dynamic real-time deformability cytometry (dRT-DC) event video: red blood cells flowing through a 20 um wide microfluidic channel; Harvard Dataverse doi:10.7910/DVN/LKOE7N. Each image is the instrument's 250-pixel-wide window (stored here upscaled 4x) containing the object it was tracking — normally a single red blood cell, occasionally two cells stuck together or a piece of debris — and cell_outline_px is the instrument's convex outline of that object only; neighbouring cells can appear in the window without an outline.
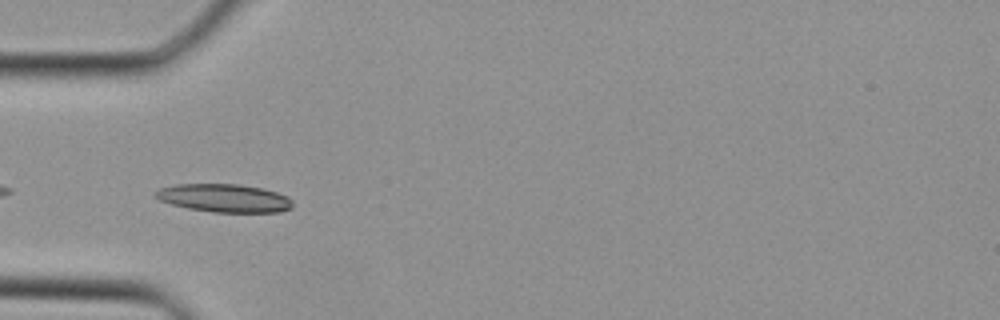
{"species": "Egyptian fruit bat (a non-hibernating species)", "species_latin": "Rousettus aegyptiacus", "temperature_condition": "cold", "stored_images_in_passage": 34, "camera_frame_rate_fps": 3000, "um_per_image_px": 0.085, "animal": {"sex": "female"}, "frame": {"image": 1, "passage_image": 9, "time_ms": 2.667, "image_size_px": [1000, 320], "cell_outline_px": [[292, 208], [280, 212], [212, 212], [188, 208], [172, 204], [160, 200], [156, 196], [156, 192], [160, 188], [176, 184], [240, 184], [260, 188], [276, 192], [288, 196], [292, 200]], "centroid_in_image_um": [19.1, 16.84], "position_along_channel_um": 65.9, "area_um2": 22.37}}
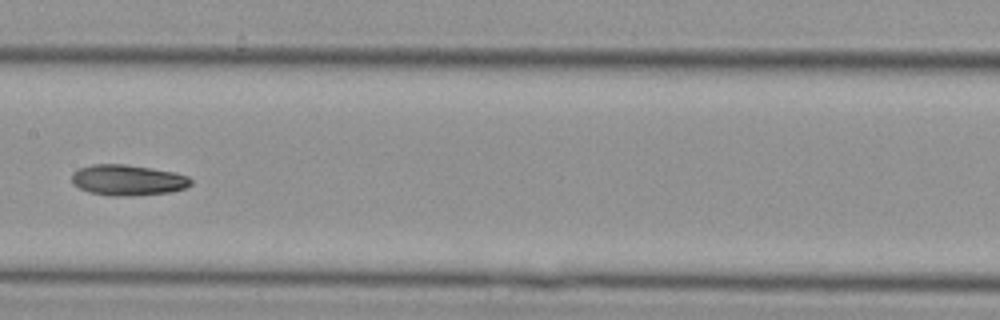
{"frame": {"image": 2, "passage_image": 16, "time_ms": 5.0, "image_size_px": [1000, 320], "cell_outline_px": [[192, 184], [184, 188], [172, 192], [128, 196], [112, 196], [88, 192], [72, 184], [72, 172], [80, 168], [92, 164], [124, 164], [176, 172], [188, 176], [192, 180]], "centroid_in_image_um": [10.86, 15.31], "position_along_channel_um": 196.5, "area_um2": 21.44}}
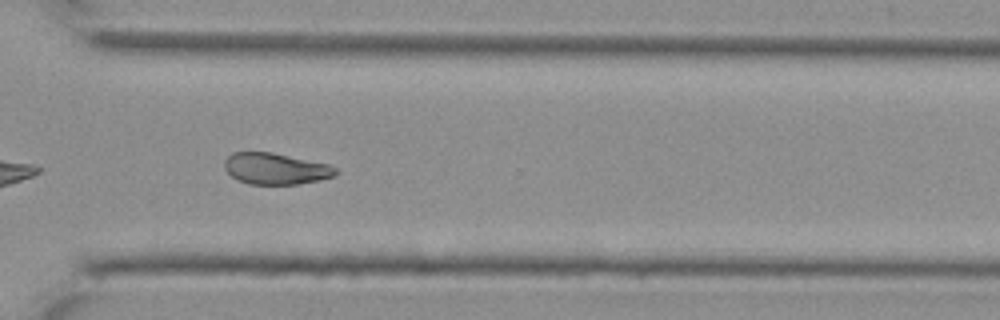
{"frame": {"image": 3, "passage_image": 24, "time_ms": 7.667, "image_size_px": [1000, 320], "cell_outline_px": [[336, 176], [296, 184], [248, 184], [236, 180], [224, 168], [224, 160], [232, 152], [272, 152], [328, 164], [336, 168]], "centroid_in_image_um": [23.38, 14.33], "position_along_channel_um": 347.2, "area_um2": 20.23}}